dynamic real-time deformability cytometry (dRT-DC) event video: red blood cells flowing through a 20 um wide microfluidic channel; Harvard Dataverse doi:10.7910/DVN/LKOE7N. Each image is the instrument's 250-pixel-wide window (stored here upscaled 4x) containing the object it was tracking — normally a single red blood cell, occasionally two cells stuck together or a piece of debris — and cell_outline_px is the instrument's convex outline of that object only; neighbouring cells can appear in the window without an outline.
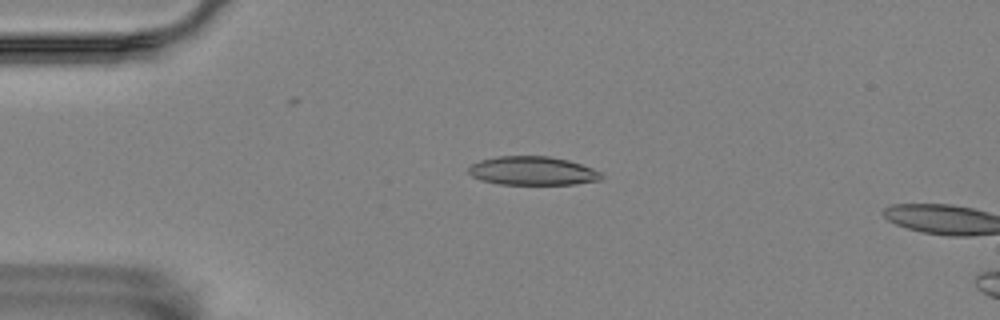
{"species": "Egyptian fruit bat (a non-hibernating species)", "species_latin": "Rousettus aegyptiacus", "temperature_condition": "room temperature", "stored_images_in_passage": 15, "camera_frame_rate_fps": 3000, "um_per_image_px": 0.085, "animal": {"sex": "female"}, "frame": {"image": 1, "passage_image": 13, "time_ms": 4.0, "image_size_px": [1000, 320], "cell_outline_px": [[604, 180], [576, 184], [500, 184], [480, 180], [472, 176], [468, 172], [468, 168], [472, 164], [480, 160], [496, 156], [548, 156], [568, 160], [592, 168], [600, 172], [604, 176]], "centroid_in_image_um": [45.29, 14.52], "position_along_channel_um": 39.7, "area_um2": 22.31}}